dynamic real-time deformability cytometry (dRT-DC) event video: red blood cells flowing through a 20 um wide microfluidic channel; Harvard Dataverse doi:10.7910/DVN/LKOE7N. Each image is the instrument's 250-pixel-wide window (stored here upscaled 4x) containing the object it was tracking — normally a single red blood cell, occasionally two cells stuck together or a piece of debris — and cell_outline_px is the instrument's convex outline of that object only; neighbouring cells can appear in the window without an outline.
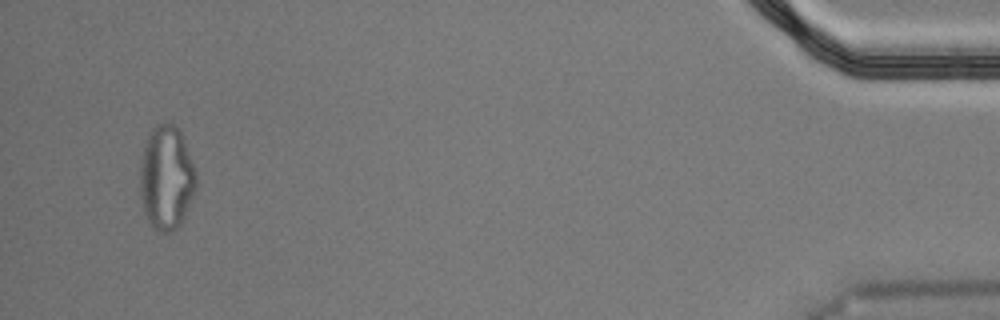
{"species": "Egyptian fruit bat (a non-hibernating species)", "species_latin": "Rousettus aegyptiacus", "temperature_condition": "cold", "stored_images_in_passage": 45, "segment_of_instrument_passage": [2, 2], "camera_frame_rate_fps": 3000, "um_per_image_px": 0.085, "animal": {"sex": "male"}, "frame": {"image": 1, "passage_image": 43, "time_ms": 14.0, "image_size_px": [1000, 320], "cell_outline_px": [[196, 188], [184, 216], [180, 224], [176, 228], [168, 232], [156, 232], [152, 228], [144, 212], [140, 192], [140, 168], [144, 148], [148, 136], [152, 128], [156, 124], [172, 124], [180, 128], [196, 172]], "centroid_in_image_um": [14.14, 15.12], "position_along_channel_um": 421.1, "area_um2": 33.93}}